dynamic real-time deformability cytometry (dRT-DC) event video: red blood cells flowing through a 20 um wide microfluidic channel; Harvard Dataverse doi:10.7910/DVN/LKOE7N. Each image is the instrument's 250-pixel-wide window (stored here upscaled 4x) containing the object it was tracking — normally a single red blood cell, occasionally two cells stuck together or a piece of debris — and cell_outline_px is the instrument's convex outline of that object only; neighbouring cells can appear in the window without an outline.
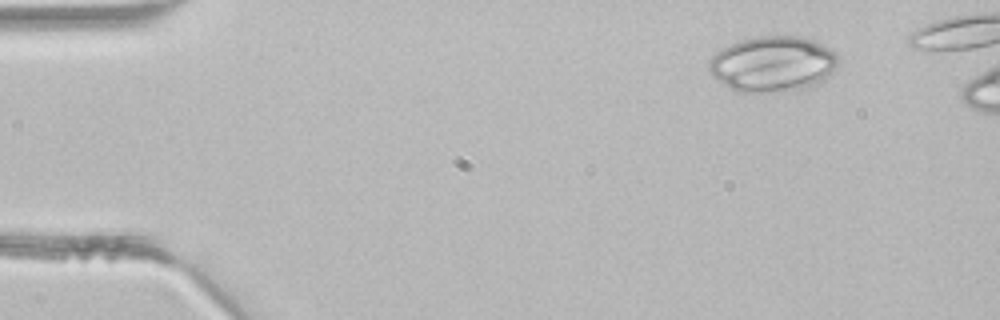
{"species": "common noctule bat (a hibernating species)", "species_latin": "Nyctalus noctula", "temperature_condition": "room temperature", "stored_images_in_passage": 3, "camera_frame_rate_fps": 3000, "um_per_image_px": 0.085, "animal": {"sex": "male", "body_mass_g": 21.5, "forearm_length_mm": 52.0}, "frame": {"image": 1, "passage_image": 1, "time_ms": 0.0, "image_size_px": [1000, 320], "cell_outline_px": [[836, 64], [832, 72], [820, 84], [800, 88], [768, 92], [740, 92], [724, 84], [712, 76], [708, 72], [708, 60], [720, 48], [740, 40], [756, 36], [800, 36], [820, 44], [836, 52]], "centroid_in_image_um": [65.63, 5.43], "position_along_channel_um": 19.4, "area_um2": 41.62}}